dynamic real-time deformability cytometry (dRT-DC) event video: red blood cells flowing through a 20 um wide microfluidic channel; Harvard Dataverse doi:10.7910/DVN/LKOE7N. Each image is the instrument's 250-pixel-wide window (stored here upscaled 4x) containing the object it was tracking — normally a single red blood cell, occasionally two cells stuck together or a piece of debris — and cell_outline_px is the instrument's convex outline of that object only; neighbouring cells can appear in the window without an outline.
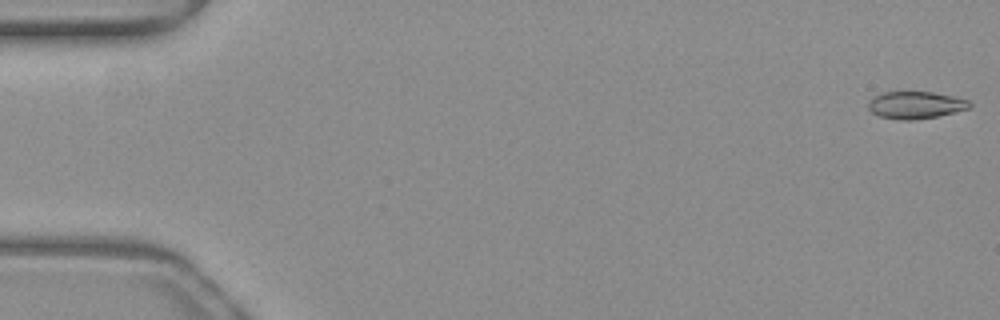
{"species": "common noctule bat (a hibernating species)", "species_latin": "Nyctalus noctula", "temperature_condition": "warm", "stored_images_in_passage": 52, "camera_frame_rate_fps": 3000, "um_per_image_px": 0.085, "animal": {"sex": "female", "body_mass_g": 19.3, "forearm_length_mm": 54.1}, "frame": {"image": 1, "passage_image": 1, "time_ms": 0.0, "image_size_px": [1000, 320], "cell_outline_px": [[972, 104], [968, 108], [936, 116], [912, 120], [900, 120], [880, 116], [872, 112], [868, 108], [868, 104], [876, 96], [884, 92], [932, 92], [952, 96], [968, 100]], "centroid_in_image_um": [77.82, 8.93], "position_along_channel_um": 7.2, "area_um2": 15.66}}
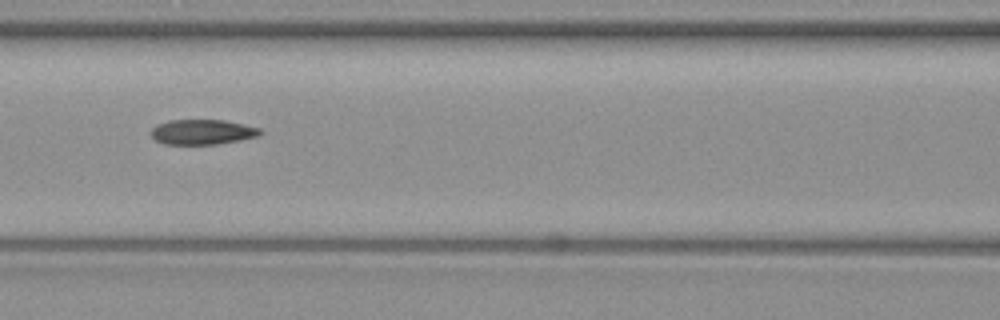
{"frame": {"image": 2, "passage_image": 23, "time_ms": 7.333, "image_size_px": [1000, 320], "cell_outline_px": [[264, 132], [260, 136], [240, 140], [216, 144], [164, 144], [156, 140], [152, 136], [152, 128], [168, 120], [224, 120], [260, 128]], "centroid_in_image_um": [17.25, 11.22], "position_along_channel_um": 149.3, "area_um2": 15.84}}
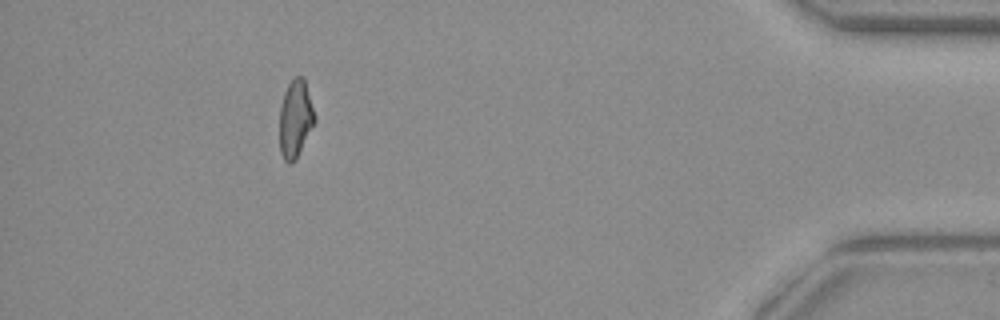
{"frame": {"image": 3, "passage_image": 47, "time_ms": 15.333, "image_size_px": [1000, 320], "cell_outline_px": [[316, 120], [296, 160], [292, 164], [288, 164], [284, 160], [280, 152], [280, 108], [284, 92], [288, 84], [296, 76], [304, 76], [316, 116]], "centroid_in_image_um": [25.12, 10.11], "position_along_channel_um": 410.1, "area_um2": 16.07}, "authors_computed_cell_mechanics": {"area_um2": 16.3574, "velocity_mm_per_s": 4.0156, "shape_relaxation_time_tau1_ms": null, "shape_relaxation_time_tau2_ms": 3.5419, "deformation_change_tau1": null, "deformation_change_tau2": 0.0947}}